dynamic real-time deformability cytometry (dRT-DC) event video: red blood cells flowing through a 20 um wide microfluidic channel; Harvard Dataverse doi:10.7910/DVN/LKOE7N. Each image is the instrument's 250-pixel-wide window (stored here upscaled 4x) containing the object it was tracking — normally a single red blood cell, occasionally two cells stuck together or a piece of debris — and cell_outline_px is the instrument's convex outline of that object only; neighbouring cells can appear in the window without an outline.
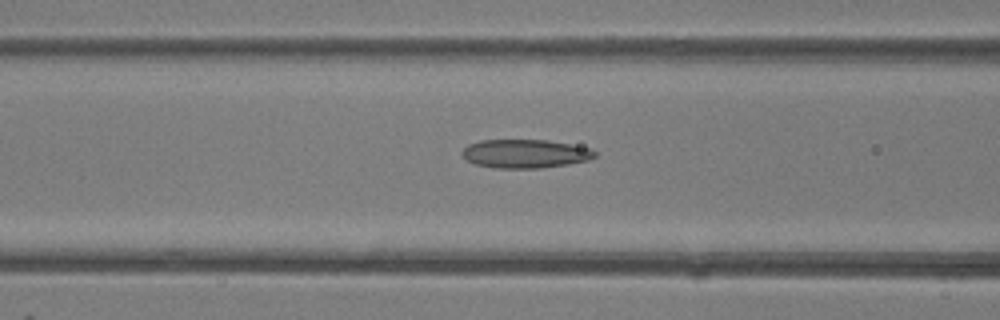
{"species": "common noctule bat (a hibernating species)", "species_latin": "Nyctalus noctula", "temperature_condition": "room temperature", "stored_images_in_passage": 34, "camera_frame_rate_fps": 3000, "um_per_image_px": 0.085, "animal": {"sex": "female"}, "frame": {"image": 1, "passage_image": 17, "time_ms": 5.333, "image_size_px": [1000, 320], "cell_outline_px": [[596, 156], [588, 160], [568, 164], [540, 168], [496, 168], [476, 164], [468, 160], [460, 152], [468, 144], [480, 140], [548, 140], [592, 148], [596, 152]], "centroid_in_image_um": [44.65, 13.06], "position_along_channel_um": 121.9, "area_um2": 22.14}}
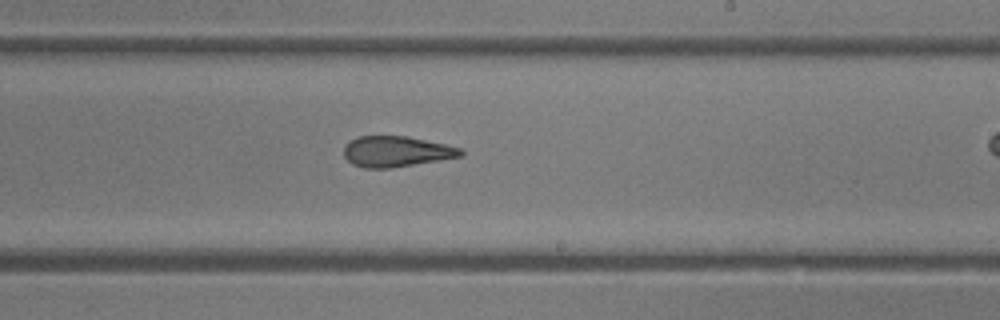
{"frame": {"image": 2, "passage_image": 25, "time_ms": 8.0, "image_size_px": [1000, 320], "cell_outline_px": [[464, 156], [392, 168], [364, 168], [352, 164], [344, 156], [344, 144], [348, 140], [360, 136], [408, 136], [444, 144], [460, 148], [464, 152]], "centroid_in_image_um": [33.66, 12.88], "position_along_channel_um": 255.3, "area_um2": 21.04}}
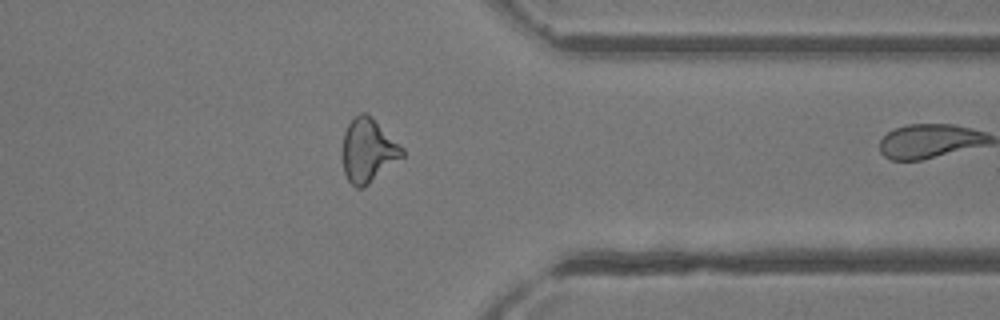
{"frame": {"image": 3, "passage_image": 33, "time_ms": 10.667, "image_size_px": [1000, 320], "cell_outline_px": [[404, 156], [364, 188], [356, 188], [348, 180], [344, 172], [340, 156], [340, 152], [344, 132], [348, 124], [360, 112], [364, 112], [404, 148]], "centroid_in_image_um": [31.24, 12.84], "position_along_channel_um": 380.2, "area_um2": 22.2}}